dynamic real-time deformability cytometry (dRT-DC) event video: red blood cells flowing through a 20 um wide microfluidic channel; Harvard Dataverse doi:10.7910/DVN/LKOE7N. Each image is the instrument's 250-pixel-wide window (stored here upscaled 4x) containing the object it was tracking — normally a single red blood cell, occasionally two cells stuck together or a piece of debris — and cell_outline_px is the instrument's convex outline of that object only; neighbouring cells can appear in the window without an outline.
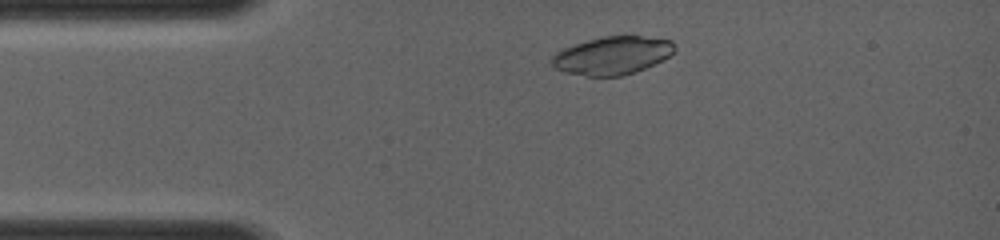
{"species": "common noctule bat (a hibernating species)", "species_latin": "Nyctalus noctula", "temperature_condition": "room temperature", "stored_images_in_passage": 40, "camera_frame_rate_fps": 4000, "um_per_image_px": 0.085, "animal": {"sex": "female", "body_mass_g": 19.0, "forearm_length_mm": 56.7}, "frame": {"image": 1, "passage_image": 5, "time_ms": 1.0, "image_size_px": [1000, 240], "cell_outline_px": [[676, 52], [636, 72], [620, 76], [588, 76], [564, 72], [556, 68], [548, 60], [556, 52], [564, 48], [588, 40], [604, 36], [640, 36], [672, 40], [676, 48]], "centroid_in_image_um": [52.03, 4.72], "position_along_channel_um": 33.0, "area_um2": 27.05}}
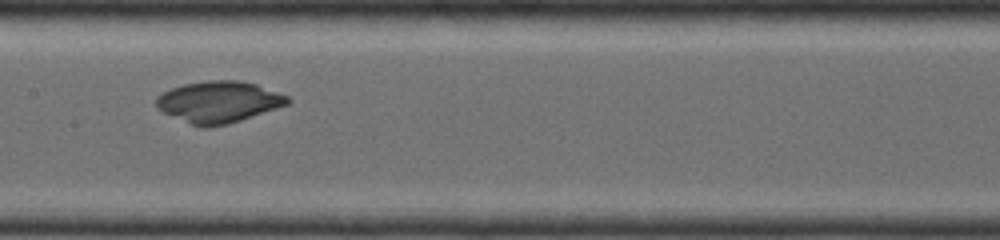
{"frame": {"image": 2, "passage_image": 21, "time_ms": 5.0, "image_size_px": [1000, 240], "cell_outline_px": [[292, 100], [288, 104], [228, 124], [208, 128], [204, 128], [192, 124], [164, 112], [156, 108], [156, 96], [172, 88], [184, 84], [208, 80], [240, 80], [256, 84], [288, 96]], "centroid_in_image_um": [18.59, 8.66], "position_along_channel_um": 188.8, "area_um2": 31.5}}
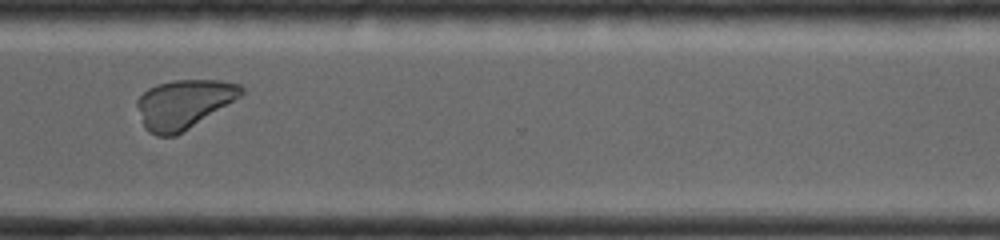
{"frame": {"image": 3, "passage_image": 35, "time_ms": 8.5, "image_size_px": [1000, 240], "cell_outline_px": [[244, 92], [240, 96], [176, 136], [156, 136], [148, 132], [144, 128], [136, 104], [136, 100], [148, 88], [156, 84], [172, 80], [220, 80], [240, 84], [244, 88]], "centroid_in_image_um": [15.58, 8.84], "position_along_channel_um": 355.0, "area_um2": 29.54}}